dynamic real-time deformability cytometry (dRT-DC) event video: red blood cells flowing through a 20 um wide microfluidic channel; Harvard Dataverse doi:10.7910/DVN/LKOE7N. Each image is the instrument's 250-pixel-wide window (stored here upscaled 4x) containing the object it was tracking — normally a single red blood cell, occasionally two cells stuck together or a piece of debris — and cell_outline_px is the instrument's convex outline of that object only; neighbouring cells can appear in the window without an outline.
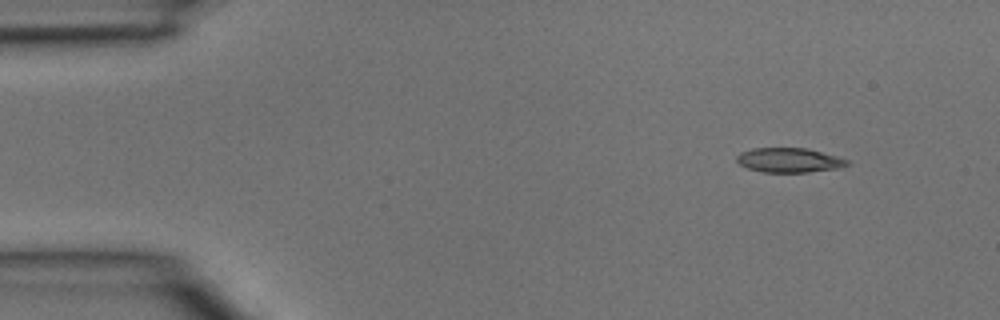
{"species": "common noctule bat (a hibernating species)", "species_latin": "Nyctalus noctula", "temperature_condition": "room temperature", "stored_images_in_passage": 5, "camera_frame_rate_fps": 3000, "um_per_image_px": 0.085, "animal": {"sex": "male", "body_mass_g": 15.6}, "frame": {"image": 1, "passage_image": 5, "time_ms": 1.333, "image_size_px": [1000, 320], "cell_outline_px": [[848, 164], [836, 168], [808, 172], [764, 172], [748, 168], [740, 164], [736, 160], [736, 156], [740, 152], [752, 148], [808, 148], [836, 156], [848, 160]], "centroid_in_image_um": [67.03, 13.6], "position_along_channel_um": 18.0, "area_um2": 15.61}}